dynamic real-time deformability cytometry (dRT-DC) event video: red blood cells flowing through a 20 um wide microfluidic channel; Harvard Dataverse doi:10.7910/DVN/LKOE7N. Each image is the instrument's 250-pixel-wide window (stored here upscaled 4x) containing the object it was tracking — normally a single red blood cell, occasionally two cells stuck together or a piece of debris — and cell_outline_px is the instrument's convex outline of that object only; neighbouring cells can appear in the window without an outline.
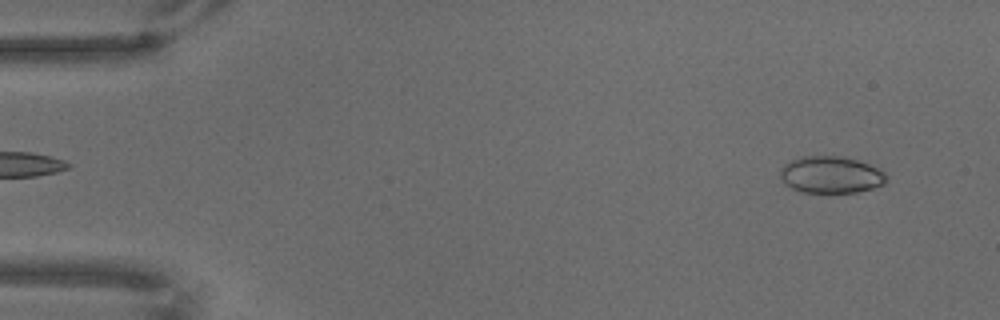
{"species": "common noctule bat (a hibernating species)", "species_latin": "Nyctalus noctula", "temperature_condition": "warm", "stored_images_in_passage": 67, "camera_frame_rate_fps": 3000, "um_per_image_px": 0.085, "animal": {"sex": "male", "body_mass_g": 18.8}, "frame": {"image": 1, "passage_image": 4, "time_ms": 1.0, "image_size_px": [1000, 320], "cell_outline_px": [[888, 180], [884, 184], [872, 188], [856, 192], [800, 192], [784, 184], [780, 176], [780, 168], [784, 164], [792, 160], [804, 156], [840, 156], [856, 160], [880, 168], [888, 176]], "centroid_in_image_um": [70.63, 14.85], "position_along_channel_um": 14.4, "area_um2": 22.89}}
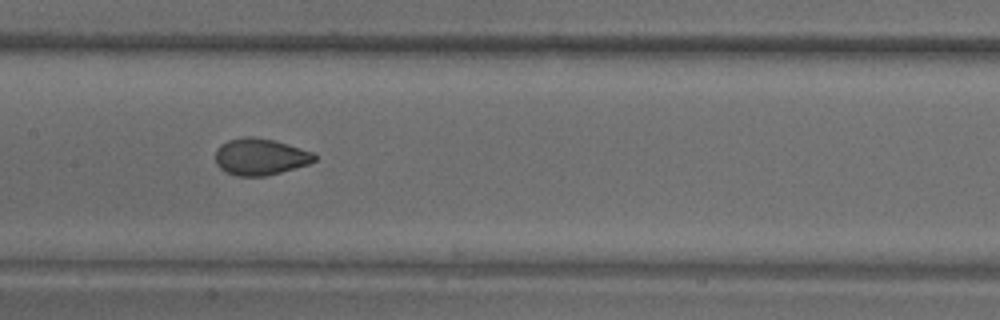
{"frame": {"image": 2, "passage_image": 33, "time_ms": 10.667, "image_size_px": [1000, 320], "cell_outline_px": [[316, 160], [308, 164], [280, 172], [264, 176], [236, 176], [224, 172], [216, 164], [216, 148], [220, 144], [228, 140], [244, 136], [252, 136], [276, 140], [312, 152], [316, 156]], "centroid_in_image_um": [22.08, 13.31], "position_along_channel_um": 185.3, "area_um2": 21.27}}
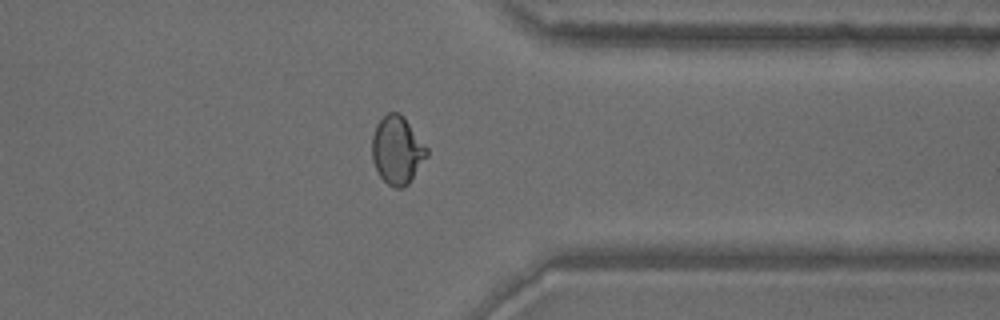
{"frame": {"image": 3, "passage_image": 53, "time_ms": 17.333, "image_size_px": [1000, 320], "cell_outline_px": [[428, 156], [408, 184], [400, 188], [396, 188], [388, 184], [380, 176], [372, 160], [372, 136], [376, 124], [388, 112], [400, 112], [404, 116], [428, 148]], "centroid_in_image_um": [33.77, 12.74], "position_along_channel_um": 377.6, "area_um2": 21.73}}